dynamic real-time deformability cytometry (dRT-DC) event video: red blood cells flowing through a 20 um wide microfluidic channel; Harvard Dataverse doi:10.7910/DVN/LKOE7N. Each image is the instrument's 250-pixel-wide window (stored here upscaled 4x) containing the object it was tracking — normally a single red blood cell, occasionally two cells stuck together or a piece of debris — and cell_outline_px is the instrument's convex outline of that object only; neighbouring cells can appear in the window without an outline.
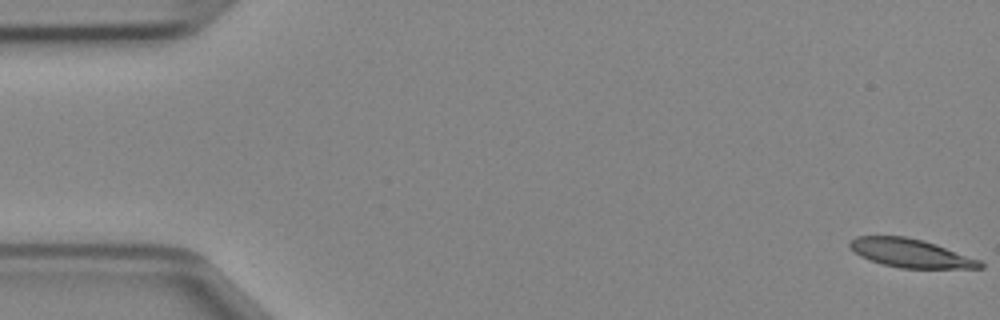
{"species": "Egyptian fruit bat (a non-hibernating species)", "species_latin": "Rousettus aegyptiacus", "temperature_condition": "cold", "stored_images_in_passage": 49, "camera_frame_rate_fps": 3000, "um_per_image_px": 0.085, "animal": {"sex": "female"}, "frame": {"image": 1, "passage_image": 1, "time_ms": 0.0, "image_size_px": [1000, 320], "cell_outline_px": [[984, 268], [900, 268], [884, 264], [860, 256], [848, 244], [856, 236], [904, 236], [924, 240], [936, 244], [980, 260], [984, 264]], "centroid_in_image_um": [77.43, 21.51], "position_along_channel_um": 7.6, "area_um2": 21.39}}
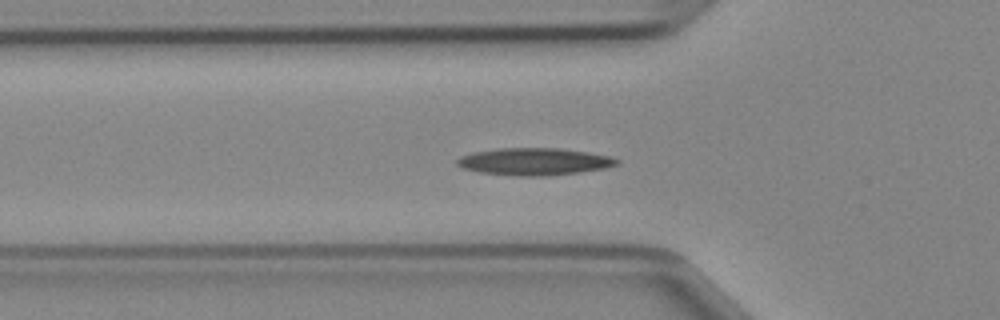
{"frame": {"image": 2, "passage_image": 16, "time_ms": 5.0, "image_size_px": [1000, 320], "cell_outline_px": [[620, 164], [604, 168], [580, 172], [544, 176], [520, 176], [480, 172], [464, 168], [456, 164], [456, 160], [460, 156], [472, 152], [500, 148], [560, 148], [588, 152], [608, 156], [620, 160]], "centroid_in_image_um": [45.41, 13.73], "position_along_channel_um": 80.4, "area_um2": 25.26}}
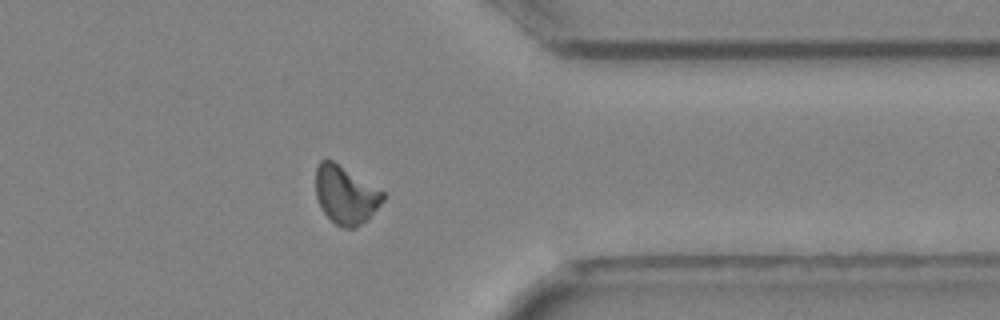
{"frame": {"image": 3, "passage_image": 38, "time_ms": 12.333, "image_size_px": [1000, 320], "cell_outline_px": [[384, 200], [368, 220], [356, 228], [344, 228], [336, 224], [320, 208], [316, 196], [316, 168], [320, 160], [332, 160], [384, 192]], "centroid_in_image_um": [29.37, 16.59], "position_along_channel_um": 382.0, "area_um2": 22.6}}